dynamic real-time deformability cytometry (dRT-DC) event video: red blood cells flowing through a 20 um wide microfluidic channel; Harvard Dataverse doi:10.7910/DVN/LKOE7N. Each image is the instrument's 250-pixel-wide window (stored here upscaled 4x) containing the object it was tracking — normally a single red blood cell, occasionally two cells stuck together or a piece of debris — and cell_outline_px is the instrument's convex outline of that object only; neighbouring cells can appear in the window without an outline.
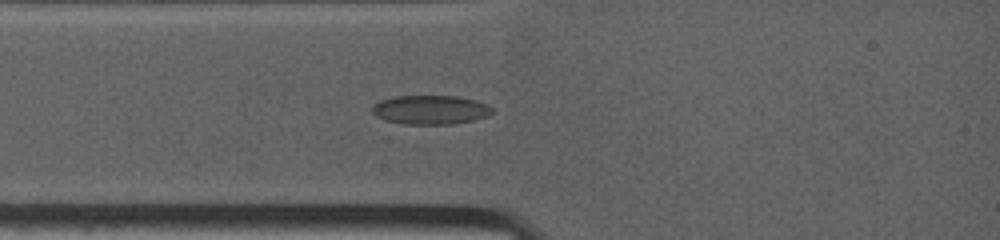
{"species": "common noctule bat (a hibernating species)", "species_latin": "Nyctalus noctula", "temperature_condition": "warm", "stored_images_in_passage": 13, "camera_frame_rate_fps": 4500, "um_per_image_px": 0.085, "animal": {"sex": "female", "body_mass_g": 19.0, "forearm_length_mm": 53.3}, "frame": {"image": 1, "passage_image": 4, "time_ms": 2.222, "image_size_px": [1000, 240], "cell_outline_px": [[492, 112], [488, 116], [476, 120], [452, 124], [404, 124], [388, 120], [376, 116], [372, 112], [372, 104], [380, 100], [392, 96], [456, 96], [476, 100], [488, 104], [492, 108]], "centroid_in_image_um": [36.6, 9.33], "position_along_channel_um": 48.4, "area_um2": 20.46}}
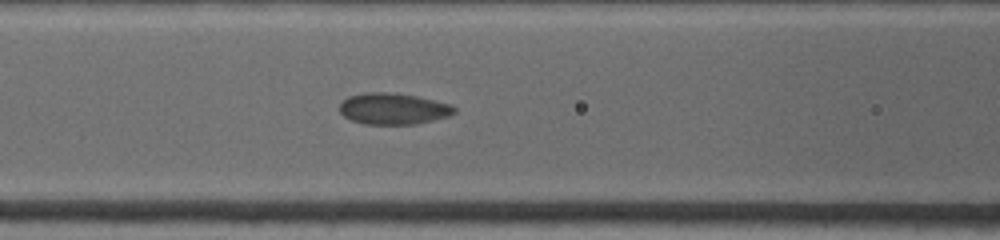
{"frame": {"image": 2, "passage_image": 9, "time_ms": 4.444, "image_size_px": [1000, 240], "cell_outline_px": [[456, 112], [448, 116], [416, 124], [364, 124], [352, 120], [344, 116], [340, 112], [340, 104], [348, 96], [364, 92], [392, 92], [416, 96], [452, 104], [456, 108]], "centroid_in_image_um": [33.43, 9.23], "position_along_channel_um": 133.2, "area_um2": 20.98}}
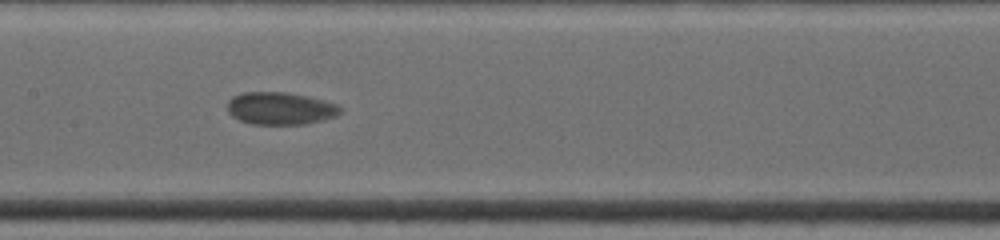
{"frame": {"image": 3, "passage_image": 12, "time_ms": 5.778, "image_size_px": [1000, 240], "cell_outline_px": [[344, 108], [336, 116], [304, 124], [252, 124], [240, 120], [232, 116], [228, 112], [228, 100], [232, 96], [244, 92], [288, 92], [308, 96], [324, 100], [336, 104]], "centroid_in_image_um": [23.82, 9.2], "position_along_channel_um": 183.6, "area_um2": 21.39}}